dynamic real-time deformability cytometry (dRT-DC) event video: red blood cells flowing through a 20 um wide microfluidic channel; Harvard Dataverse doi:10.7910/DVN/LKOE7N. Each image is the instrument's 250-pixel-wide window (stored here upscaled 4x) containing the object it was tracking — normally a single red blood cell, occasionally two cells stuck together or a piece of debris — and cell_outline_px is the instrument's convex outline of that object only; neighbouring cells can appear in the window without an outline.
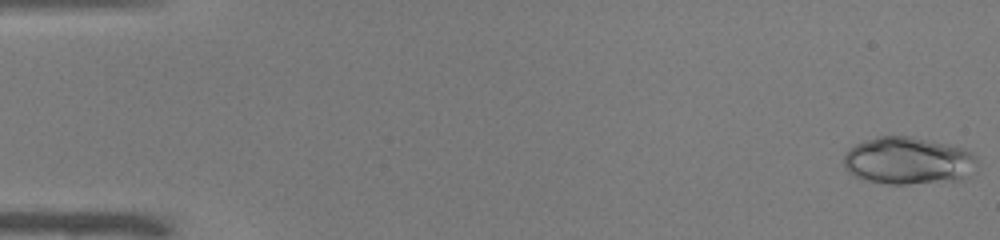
{"species": "common noctule bat (a hibernating species)", "species_latin": "Nyctalus noctula", "temperature_condition": "warm", "stored_images_in_passage": 50, "camera_frame_rate_fps": 3000, "um_per_image_px": 0.085, "animal": {"sex": "male", "body_mass_g": 19.0, "forearm_length_mm": 50.8}, "frame": {"image": 1, "passage_image": 1, "time_ms": 0.0, "image_size_px": [1000, 240], "cell_outline_px": [[980, 168], [976, 172], [960, 180], [908, 184], [888, 184], [868, 180], [856, 176], [848, 172], [844, 168], [844, 156], [848, 148], [856, 144], [880, 136], [908, 136], [964, 148], [972, 152], [976, 156]], "centroid_in_image_um": [77.26, 13.68], "position_along_channel_um": 7.7, "area_um2": 37.05}}
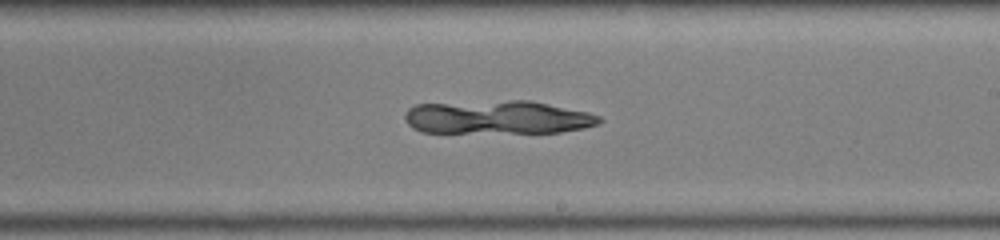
{"frame": {"image": 2, "passage_image": 30, "time_ms": 9.667, "image_size_px": [1000, 240], "cell_outline_px": [[604, 120], [600, 124], [584, 128], [560, 132], [420, 132], [412, 128], [408, 124], [404, 116], [408, 108], [416, 104], [512, 100], [528, 100], [588, 112], [600, 116]], "centroid_in_image_um": [42.31, 9.97], "position_along_channel_um": 246.7, "area_um2": 37.86}}
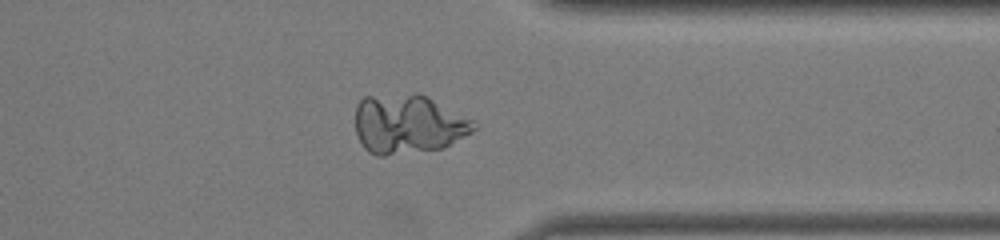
{"frame": {"image": 3, "passage_image": 40, "time_ms": 13.0, "image_size_px": [1000, 240], "cell_outline_px": [[480, 124], [472, 132], [444, 148], [384, 156], [376, 156], [368, 152], [364, 148], [356, 132], [356, 104], [364, 96], [416, 92], [428, 96], [476, 120]], "centroid_in_image_um": [34.73, 10.53], "position_along_channel_um": 376.7, "area_um2": 41.73}}